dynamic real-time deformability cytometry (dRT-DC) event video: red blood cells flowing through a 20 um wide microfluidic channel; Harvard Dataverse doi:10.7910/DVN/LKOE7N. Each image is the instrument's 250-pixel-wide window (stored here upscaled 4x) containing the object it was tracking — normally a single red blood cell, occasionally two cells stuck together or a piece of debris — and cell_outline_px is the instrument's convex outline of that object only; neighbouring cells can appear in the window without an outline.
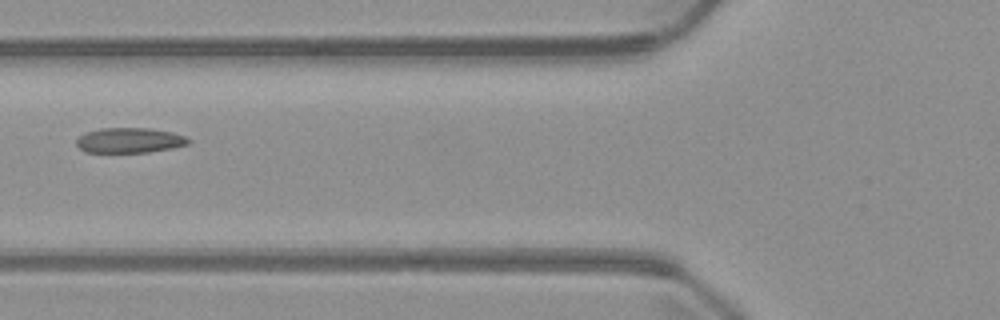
{"species": "common noctule bat (a hibernating species)", "species_latin": "Nyctalus noctula", "temperature_condition": "warm", "stored_images_in_passage": 5, "camera_frame_rate_fps": 3000, "um_per_image_px": 0.085, "animal": {"sex": "male", "body_mass_g": 23.1, "forearm_length_mm": 52.7}, "frame": {"image": 1, "passage_image": 4, "time_ms": 4.667, "image_size_px": [1000, 320], "cell_outline_px": [[192, 140], [188, 144], [172, 148], [148, 152], [84, 152], [76, 144], [76, 140], [80, 136], [88, 132], [100, 128], [148, 128], [172, 132], [184, 136]], "centroid_in_image_um": [11.02, 11.93], "position_along_channel_um": 114.8, "area_um2": 16.3}}
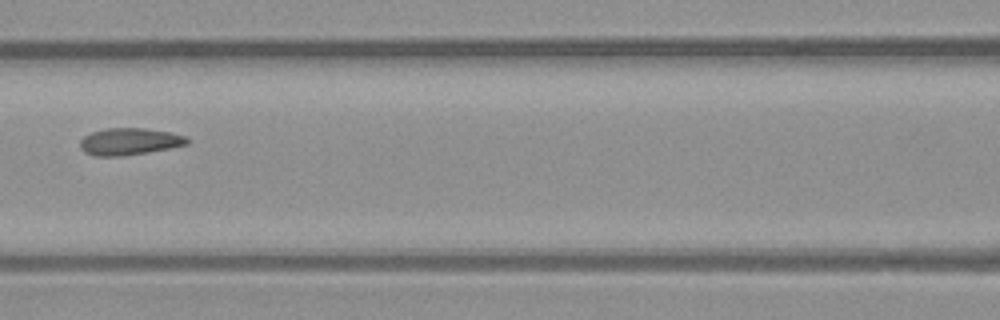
{"frame": {"image": 2, "passage_image": 5, "time_ms": 5.667, "image_size_px": [1000, 320], "cell_outline_px": [[192, 140], [188, 144], [148, 152], [124, 156], [92, 156], [84, 152], [80, 148], [80, 140], [84, 136], [92, 132], [104, 128], [144, 128], [172, 132], [184, 136]], "centroid_in_image_um": [10.99, 12.03], "position_along_channel_um": 155.6, "area_um2": 16.99}}